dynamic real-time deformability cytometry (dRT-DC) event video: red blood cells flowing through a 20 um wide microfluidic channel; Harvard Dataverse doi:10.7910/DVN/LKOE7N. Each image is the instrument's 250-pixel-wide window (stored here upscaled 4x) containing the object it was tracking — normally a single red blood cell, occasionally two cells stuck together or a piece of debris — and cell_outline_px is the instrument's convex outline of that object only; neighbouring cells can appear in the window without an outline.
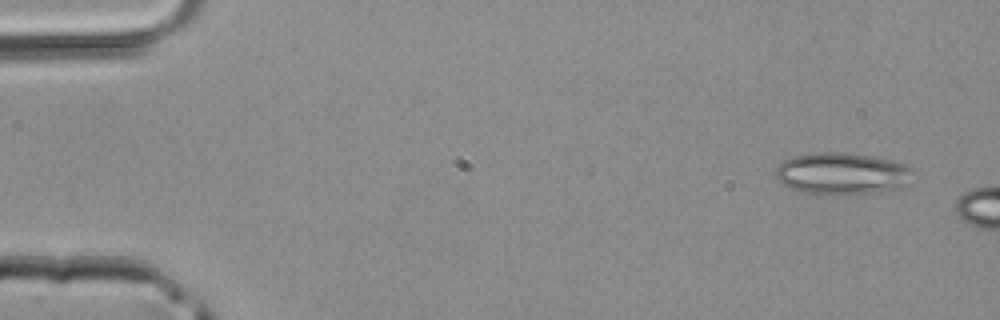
{"species": "common noctule bat (a hibernating species)", "species_latin": "Nyctalus noctula", "temperature_condition": "room temperature", "stored_images_in_passage": 4, "camera_frame_rate_fps": 3000, "um_per_image_px": 0.085, "animal": {"sex": "male", "body_mass_g": 20.4}, "frame": {"image": 1, "passage_image": 1, "time_ms": 0.0, "image_size_px": [1000, 320], "cell_outline_px": [[916, 172], [904, 188], [880, 192], [840, 196], [816, 196], [792, 188], [776, 180], [776, 168], [784, 160], [796, 156], [820, 152], [836, 152], [868, 156], [888, 160], [904, 164], [912, 168]], "centroid_in_image_um": [71.61, 14.81], "position_along_channel_um": 13.4, "area_um2": 34.04}}